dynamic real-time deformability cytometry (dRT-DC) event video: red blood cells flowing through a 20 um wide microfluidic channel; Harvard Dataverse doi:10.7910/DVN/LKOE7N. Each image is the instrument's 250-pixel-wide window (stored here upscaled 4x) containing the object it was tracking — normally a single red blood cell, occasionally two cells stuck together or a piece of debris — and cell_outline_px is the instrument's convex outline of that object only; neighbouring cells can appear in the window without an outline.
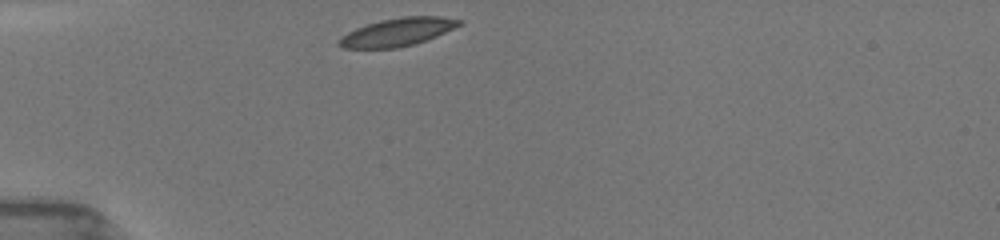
{"species": "common noctule bat (a hibernating species)", "species_latin": "Nyctalus noctula", "temperature_condition": "room temperature", "stored_images_in_passage": 43, "camera_frame_rate_fps": 3000, "um_per_image_px": 0.085, "animal": {"sex": "female", "body_mass_g": 19.5, "forearm_length_mm": 54.1}, "frame": {"image": 1, "passage_image": 1, "time_ms": 0.0, "image_size_px": [1000, 240], "cell_outline_px": [[464, 24], [436, 36], [416, 44], [396, 48], [344, 48], [336, 44], [336, 40], [340, 36], [356, 28], [380, 20], [404, 16], [440, 16], [464, 20]], "centroid_in_image_um": [33.8, 2.72], "position_along_channel_um": 51.2, "area_um2": 19.83}}
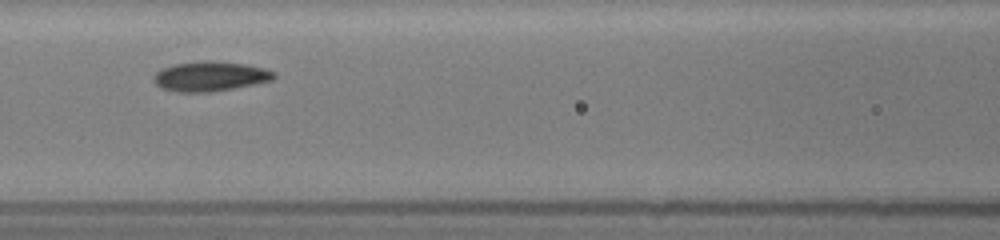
{"frame": {"image": 2, "passage_image": 16, "time_ms": 3.0, "image_size_px": [1000, 240], "cell_outline_px": [[276, 76], [272, 80], [232, 88], [208, 92], [180, 92], [160, 88], [152, 80], [152, 76], [160, 68], [176, 64], [204, 60], [212, 60], [244, 64], [264, 68], [276, 72]], "centroid_in_image_um": [17.82, 6.48], "position_along_channel_um": 148.8, "area_um2": 20.87}}
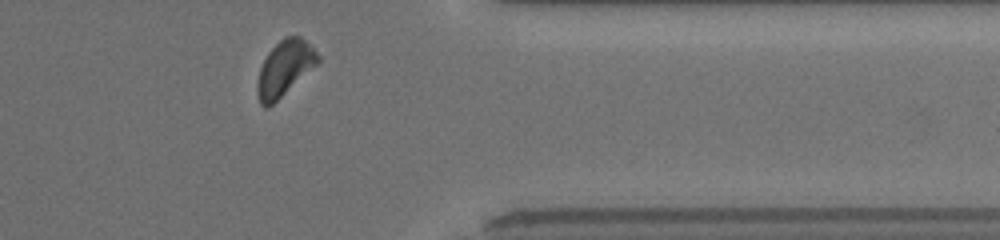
{"frame": {"image": 3, "passage_image": 37, "time_ms": 9.333, "image_size_px": [1000, 240], "cell_outline_px": [[320, 60], [316, 64], [268, 108], [264, 108], [260, 104], [256, 88], [256, 84], [260, 68], [268, 52], [284, 36], [300, 36], [320, 56]], "centroid_in_image_um": [24.15, 5.8], "position_along_channel_um": 387.2, "area_um2": 19.02}, "authors_computed_cell_mechanics": {"area_um2": 19.941, "velocity_mm_per_s": 3.9186, "shape_relaxation_time_tau1_ms": 1.7463, "shape_relaxation_time_tau2_ms": 5.9206, "deformation_change_tau1": 0.1021, "deformation_change_tau2": 0.1174}}